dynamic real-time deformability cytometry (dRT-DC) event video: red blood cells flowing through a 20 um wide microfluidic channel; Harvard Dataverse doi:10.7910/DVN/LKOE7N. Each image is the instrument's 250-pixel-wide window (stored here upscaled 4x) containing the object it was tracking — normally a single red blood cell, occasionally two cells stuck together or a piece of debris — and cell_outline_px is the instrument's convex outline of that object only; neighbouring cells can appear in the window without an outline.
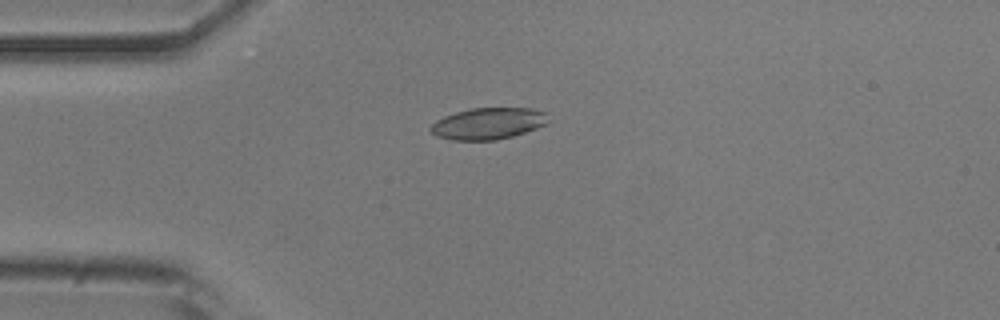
{"species": "common noctule bat (a hibernating species)", "species_latin": "Nyctalus noctula", "temperature_condition": "room temperature", "stored_images_in_passage": 40, "camera_frame_rate_fps": 3000, "um_per_image_px": 0.085, "animal": {"sex": "male", "body_mass_g": 20.5, "forearm_length_mm": 52.5}, "frame": {"image": 1, "passage_image": 1, "time_ms": 0.0, "image_size_px": [1000, 320], "cell_outline_px": [[548, 112], [544, 124], [536, 128], [512, 136], [496, 140], [452, 140], [436, 136], [428, 128], [436, 120], [444, 116], [456, 112], [472, 108], [532, 108]], "centroid_in_image_um": [41.46, 10.49], "position_along_channel_um": 43.5, "area_um2": 21.5}}
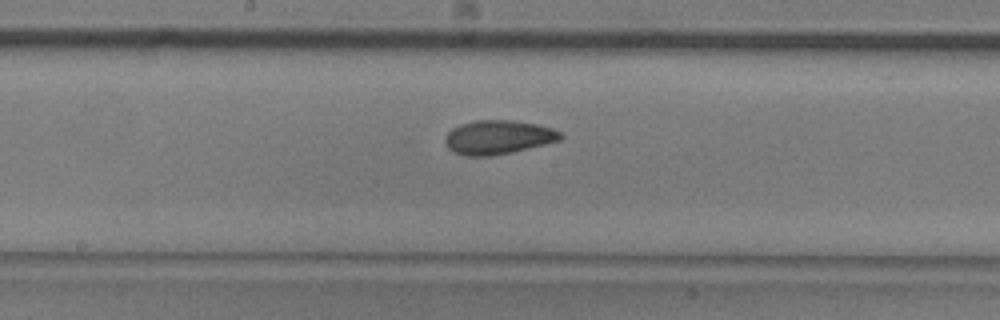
{"frame": {"image": 2, "passage_image": 15, "time_ms": 4.667, "image_size_px": [1000, 320], "cell_outline_px": [[564, 136], [560, 140], [512, 152], [488, 156], [468, 156], [456, 152], [448, 148], [444, 144], [444, 136], [452, 128], [460, 124], [476, 120], [512, 120], [536, 124], [552, 128], [560, 132]], "centroid_in_image_um": [42.31, 11.66], "position_along_channel_um": 205.9, "area_um2": 22.77}}
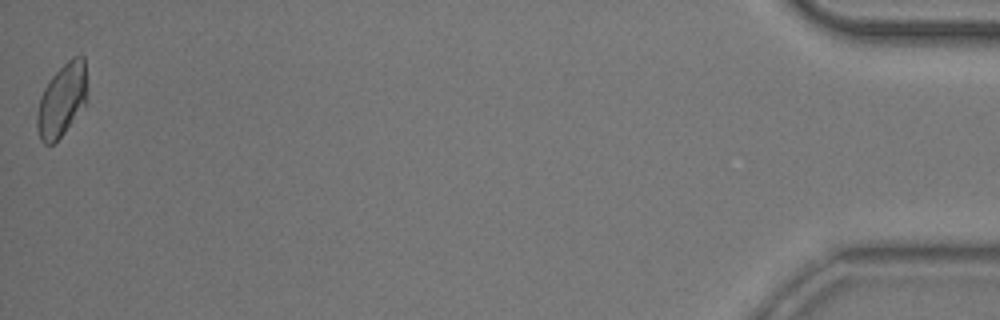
{"frame": {"image": 3, "passage_image": 40, "time_ms": 13.0, "image_size_px": [1000, 320], "cell_outline_px": [[84, 104], [64, 132], [52, 144], [44, 144], [40, 140], [36, 128], [36, 116], [40, 96], [44, 88], [52, 76], [72, 56], [84, 56]], "centroid_in_image_um": [5.18, 8.53], "position_along_channel_um": 430.0, "area_um2": 20.46}, "authors_computed_cell_mechanics": {"area_um2": 22.2819, "velocity_mm_per_s": 3.8587, "shape_relaxation_time_tau1_ms": 10.7233, "shape_relaxation_time_tau2_ms": 1.7178, "deformation_change_tau1": 0.1751, "deformation_change_tau2": 0.0602}}